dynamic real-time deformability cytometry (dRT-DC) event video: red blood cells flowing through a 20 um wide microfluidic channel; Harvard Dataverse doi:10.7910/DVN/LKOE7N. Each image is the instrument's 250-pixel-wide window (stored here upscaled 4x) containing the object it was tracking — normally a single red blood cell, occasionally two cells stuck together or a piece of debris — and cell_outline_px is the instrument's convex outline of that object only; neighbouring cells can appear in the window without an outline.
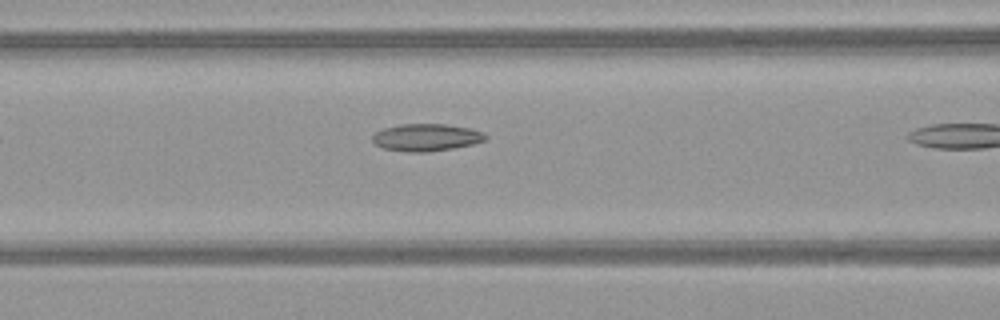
{"species": "common noctule bat (a hibernating species)", "species_latin": "Nyctalus noctula", "temperature_condition": "warm", "stored_images_in_passage": 4, "camera_frame_rate_fps": 3000, "um_per_image_px": 0.085, "animal": {"sex": "female", "body_mass_g": 21.9}, "frame": {"image": 1, "passage_image": 3, "time_ms": 0.667, "image_size_px": [1000, 320], "cell_outline_px": [[488, 136], [484, 140], [472, 144], [452, 148], [428, 152], [408, 152], [384, 148], [376, 144], [372, 140], [372, 136], [376, 132], [384, 128], [400, 124], [444, 124], [472, 128], [484, 132]], "centroid_in_image_um": [36.25, 11.67], "position_along_channel_um": 130.3, "area_um2": 17.92}}